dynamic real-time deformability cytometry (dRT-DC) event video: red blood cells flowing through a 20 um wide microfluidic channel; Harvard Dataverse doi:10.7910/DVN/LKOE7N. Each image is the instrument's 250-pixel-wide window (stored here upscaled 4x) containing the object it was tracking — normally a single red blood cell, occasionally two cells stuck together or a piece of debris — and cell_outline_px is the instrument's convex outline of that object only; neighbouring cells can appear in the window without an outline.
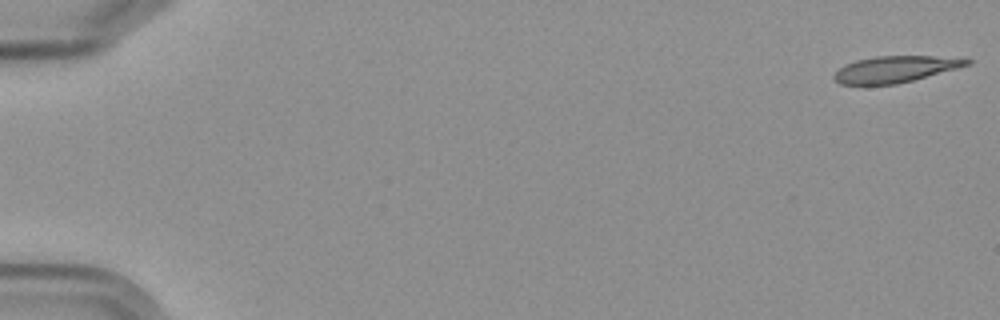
{"species": "Egyptian fruit bat (a non-hibernating species)", "species_latin": "Rousettus aegyptiacus", "temperature_condition": "cold", "stored_images_in_passage": 5, "camera_frame_rate_fps": 3000, "um_per_image_px": 0.085, "frame": {"image": 1, "passage_image": 1, "time_ms": 0.0, "image_size_px": [1000, 320], "cell_outline_px": [[972, 64], [912, 80], [896, 84], [840, 84], [832, 76], [844, 64], [856, 60], [876, 56], [932, 56], [972, 60]], "centroid_in_image_um": [76.06, 5.87], "position_along_channel_um": 8.9, "area_um2": 20.06}}